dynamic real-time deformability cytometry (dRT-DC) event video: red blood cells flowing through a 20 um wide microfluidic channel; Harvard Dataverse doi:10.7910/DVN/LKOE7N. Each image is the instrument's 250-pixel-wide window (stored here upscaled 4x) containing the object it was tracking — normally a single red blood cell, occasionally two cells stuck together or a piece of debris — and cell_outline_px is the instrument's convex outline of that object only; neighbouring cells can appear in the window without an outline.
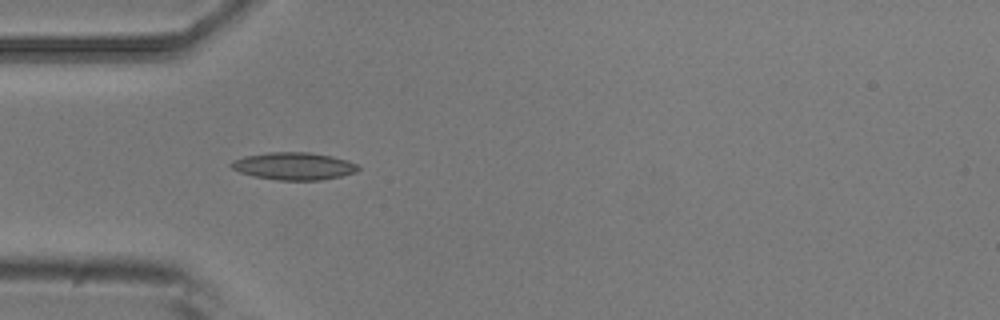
{"species": "common noctule bat (a hibernating species)", "species_latin": "Nyctalus noctula", "temperature_condition": "room temperature", "stored_images_in_passage": 8, "camera_frame_rate_fps": 3000, "um_per_image_px": 0.085, "animal": {"sex": "male", "body_mass_g": 20.5, "forearm_length_mm": 52.5}, "frame": {"image": 1, "passage_image": 5, "time_ms": 1.333, "image_size_px": [1000, 320], "cell_outline_px": [[360, 168], [356, 172], [340, 176], [320, 180], [280, 180], [252, 176], [240, 172], [232, 168], [228, 164], [244, 156], [268, 152], [308, 152], [332, 156], [348, 160], [356, 164]], "centroid_in_image_um": [24.98, 14.11], "position_along_channel_um": 60.0, "area_um2": 20.23}}
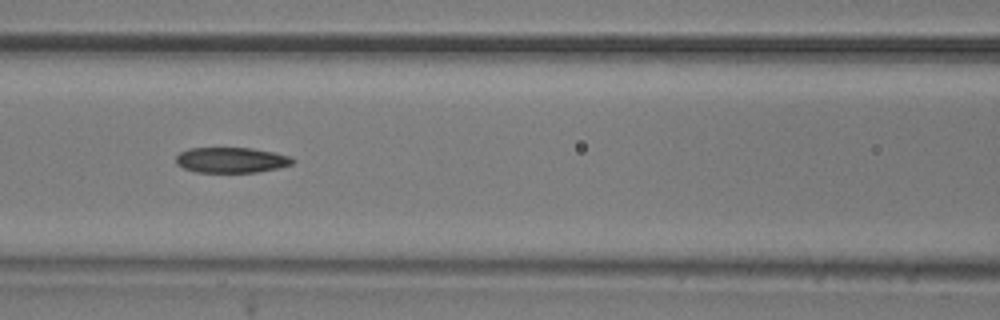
{"frame": {"image": 2, "passage_image": 7, "time_ms": 2.0, "image_size_px": [1000, 320], "cell_outline_px": [[296, 160], [292, 164], [276, 168], [256, 172], [196, 172], [184, 168], [176, 164], [176, 156], [180, 152], [188, 148], [252, 148], [272, 152], [288, 156]], "centroid_in_image_um": [19.62, 13.6], "position_along_channel_um": 147.0, "area_um2": 17.17}}
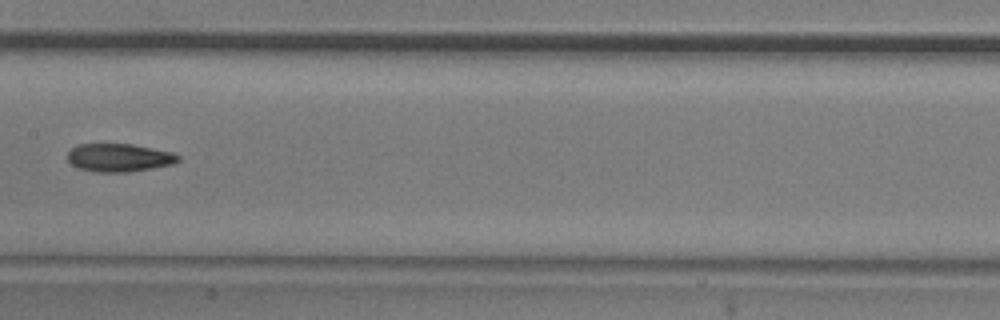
{"frame": {"image": 3, "passage_image": 8, "time_ms": 2.333, "image_size_px": [1000, 320], "cell_outline_px": [[180, 160], [172, 164], [152, 168], [128, 172], [96, 172], [80, 168], [72, 164], [68, 160], [68, 152], [72, 148], [80, 144], [132, 144], [172, 152], [180, 156]], "centroid_in_image_um": [10.14, 13.4], "position_along_channel_um": 197.3, "area_um2": 17.98}}